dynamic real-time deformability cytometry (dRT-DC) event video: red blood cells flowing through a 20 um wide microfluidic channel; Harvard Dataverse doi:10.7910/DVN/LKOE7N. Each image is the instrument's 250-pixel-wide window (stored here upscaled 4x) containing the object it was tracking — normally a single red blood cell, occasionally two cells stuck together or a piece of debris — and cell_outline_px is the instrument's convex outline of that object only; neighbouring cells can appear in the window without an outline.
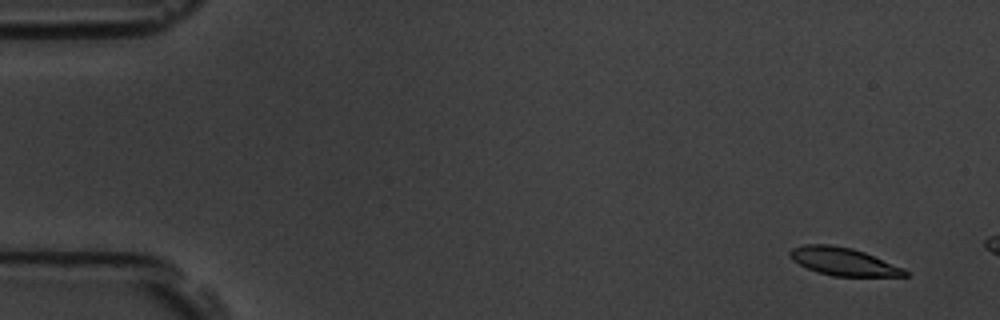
{"species": "common noctule bat (a hibernating species)", "species_latin": "Nyctalus noctula", "temperature_condition": "room temperature", "stored_images_in_passage": 10, "camera_frame_rate_fps": 3000, "um_per_image_px": 0.085, "animal": {"sex": "male", "body_mass_g": 19.5, "forearm_length_mm": 54.6}, "frame": {"image": 1, "passage_image": 1, "time_ms": 0.0, "image_size_px": [1000, 320], "cell_outline_px": [[908, 276], [832, 276], [808, 268], [792, 260], [788, 256], [788, 252], [792, 248], [804, 244], [828, 244], [852, 248], [864, 252], [904, 268], [908, 272]], "centroid_in_image_um": [71.67, 22.22], "position_along_channel_um": 13.3, "area_um2": 18.55}}